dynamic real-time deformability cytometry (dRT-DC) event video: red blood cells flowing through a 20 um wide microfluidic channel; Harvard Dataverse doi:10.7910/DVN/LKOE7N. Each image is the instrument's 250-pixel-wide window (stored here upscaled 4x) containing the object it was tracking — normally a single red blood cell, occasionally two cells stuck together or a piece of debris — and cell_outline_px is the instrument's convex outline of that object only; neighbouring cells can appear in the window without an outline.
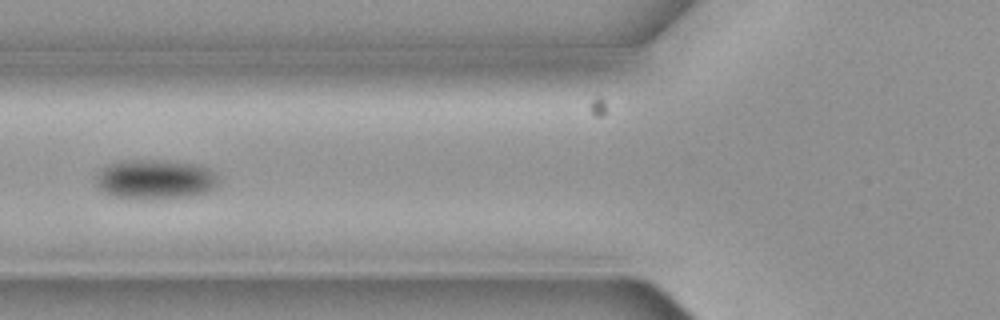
{"species": "common noctule bat (a hibernating species)", "species_latin": "Nyctalus noctula", "temperature_condition": "cold", "stored_images_in_passage": 6, "camera_frame_rate_fps": 3000, "um_per_image_px": 0.085, "animal": {"sex": "female", "body_mass_g": 19.3, "forearm_length_mm": 54.1}, "frame": {"image": 1, "passage_image": 6, "time_ms": 1.667, "image_size_px": [1000, 320], "cell_outline_px": [[216, 184], [208, 192], [188, 196], [156, 200], [136, 200], [108, 196], [96, 184], [96, 176], [104, 168], [112, 164], [124, 160], [156, 160], [200, 164], [208, 168], [216, 176]], "centroid_in_image_um": [13.16, 15.28], "position_along_channel_um": 112.6, "area_um2": 28.5}}